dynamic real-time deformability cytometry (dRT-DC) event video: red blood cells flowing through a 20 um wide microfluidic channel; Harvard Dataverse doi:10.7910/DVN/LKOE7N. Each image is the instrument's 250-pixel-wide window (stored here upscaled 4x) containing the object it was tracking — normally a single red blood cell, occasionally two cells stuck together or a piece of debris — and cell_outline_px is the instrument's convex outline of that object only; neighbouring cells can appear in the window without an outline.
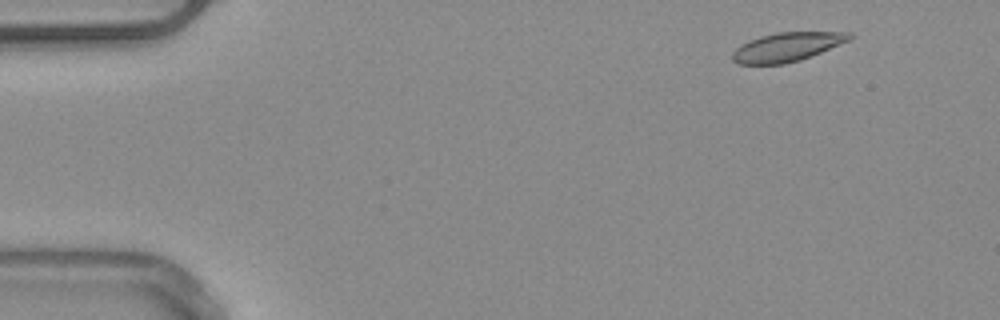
{"species": "common noctule bat (a hibernating species)", "species_latin": "Nyctalus noctula", "temperature_condition": "warm", "stored_images_in_passage": 51, "camera_frame_rate_fps": 3000, "um_per_image_px": 0.085, "animal": {"sex": "male", "body_mass_g": 20.4}, "frame": {"image": 1, "passage_image": 4, "time_ms": 1.0, "image_size_px": [1000, 320], "cell_outline_px": [[856, 36], [852, 40], [800, 60], [784, 64], [740, 64], [732, 60], [732, 52], [740, 44], [760, 36], [776, 32], [852, 32]], "centroid_in_image_um": [66.94, 3.98], "position_along_channel_um": 18.1, "area_um2": 19.94}}
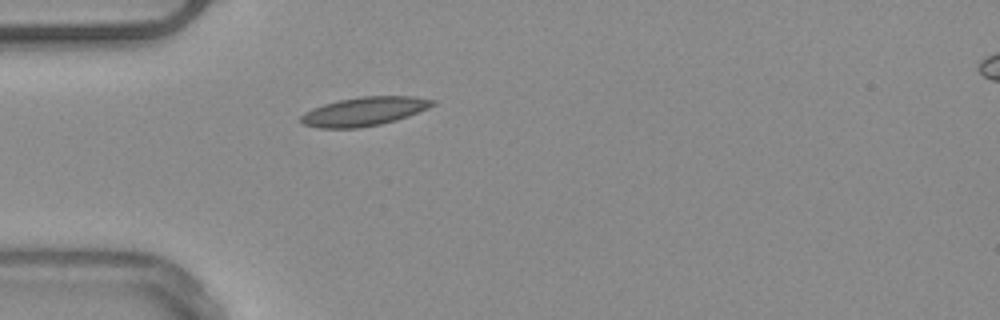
{"frame": {"image": 2, "passage_image": 14, "time_ms": 4.333, "image_size_px": [1000, 320], "cell_outline_px": [[436, 104], [428, 108], [408, 116], [396, 120], [380, 124], [360, 128], [316, 128], [304, 124], [300, 120], [300, 116], [304, 112], [312, 108], [324, 104], [340, 100], [360, 96], [412, 96], [436, 100]], "centroid_in_image_um": [30.95, 9.47], "position_along_channel_um": 54.0, "area_um2": 22.14}}
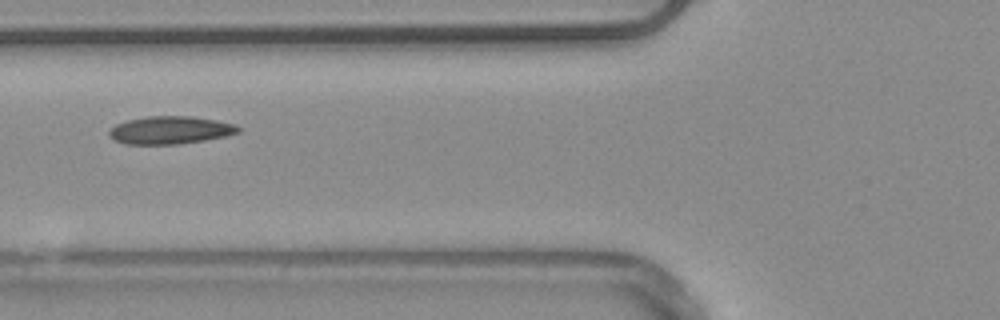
{"frame": {"image": 3, "passage_image": 19, "time_ms": 6.0, "image_size_px": [1000, 320], "cell_outline_px": [[244, 128], [240, 132], [224, 136], [204, 140], [176, 144], [128, 144], [116, 140], [108, 132], [116, 124], [128, 120], [148, 116], [192, 116], [216, 120], [236, 124]], "centroid_in_image_um": [14.54, 11.05], "position_along_channel_um": 111.3, "area_um2": 20.75}, "authors_computed_cell_mechanics": {"area_um2": 20.2878, "velocity_mm_per_s": 3.9092, "shape_relaxation_time_tau1_ms": 7.0728, "shape_relaxation_time_tau2_ms": 2.8582, "deformation_change_tau1": 0.1367, "deformation_change_tau2": 0.088}}